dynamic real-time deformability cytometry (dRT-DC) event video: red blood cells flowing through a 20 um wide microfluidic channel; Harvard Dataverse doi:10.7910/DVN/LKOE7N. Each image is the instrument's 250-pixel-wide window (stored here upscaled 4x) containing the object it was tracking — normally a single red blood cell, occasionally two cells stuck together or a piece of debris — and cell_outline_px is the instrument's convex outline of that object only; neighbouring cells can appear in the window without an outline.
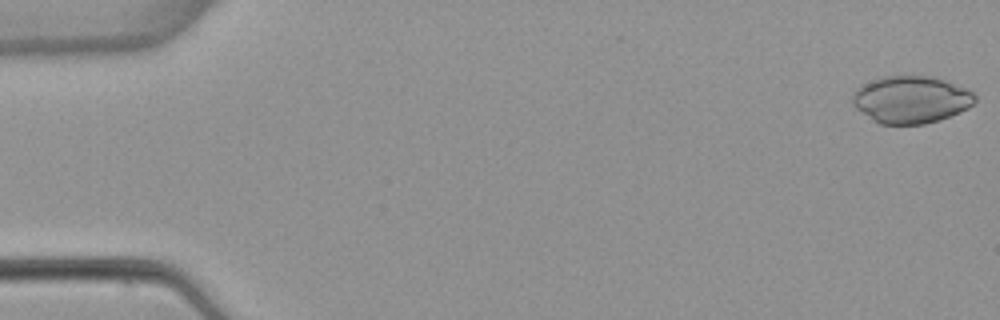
{"species": "common noctule bat (a hibernating species)", "species_latin": "Nyctalus noctula", "temperature_condition": "warm", "stored_images_in_passage": 5, "camera_frame_rate_fps": 3000, "um_per_image_px": 0.085, "animal": {"sex": "female", "body_mass_g": 22.7, "forearm_length_mm": 54.2}, "frame": {"image": 1, "passage_image": 1, "time_ms": 0.0, "image_size_px": [1000, 320], "cell_outline_px": [[976, 100], [968, 108], [960, 112], [940, 120], [924, 124], [880, 124], [872, 120], [856, 108], [852, 104], [852, 92], [860, 84], [884, 76], [932, 76], [944, 80], [964, 88], [972, 92], [976, 96]], "centroid_in_image_um": [77.4, 8.46], "position_along_channel_um": 7.6, "area_um2": 33.81}}